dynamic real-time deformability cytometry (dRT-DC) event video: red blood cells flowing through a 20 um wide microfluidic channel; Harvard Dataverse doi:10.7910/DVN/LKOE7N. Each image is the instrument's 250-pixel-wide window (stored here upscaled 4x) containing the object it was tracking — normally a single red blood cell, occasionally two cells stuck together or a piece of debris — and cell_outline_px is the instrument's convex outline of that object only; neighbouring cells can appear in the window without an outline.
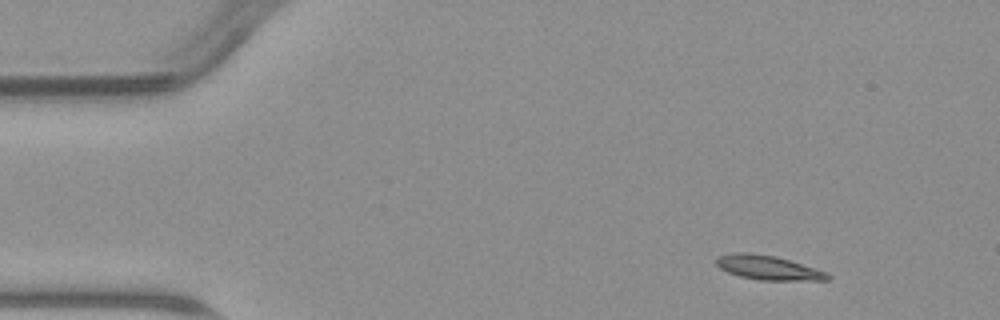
{"species": "common noctule bat (a hibernating species)", "species_latin": "Nyctalus noctula", "temperature_condition": "warm", "stored_images_in_passage": 6, "camera_frame_rate_fps": 3000, "um_per_image_px": 0.085, "animal": {"sex": "male", "body_mass_g": 23.1, "forearm_length_mm": 52.7}, "frame": {"image": 1, "passage_image": 1, "time_ms": 0.0, "image_size_px": [1000, 320], "cell_outline_px": [[832, 276], [828, 280], [760, 280], [740, 276], [728, 272], [720, 268], [716, 264], [716, 256], [732, 252], [748, 252], [776, 256], [828, 272]], "centroid_in_image_um": [65.28, 22.74], "position_along_channel_um": 19.7, "area_um2": 15.84}}
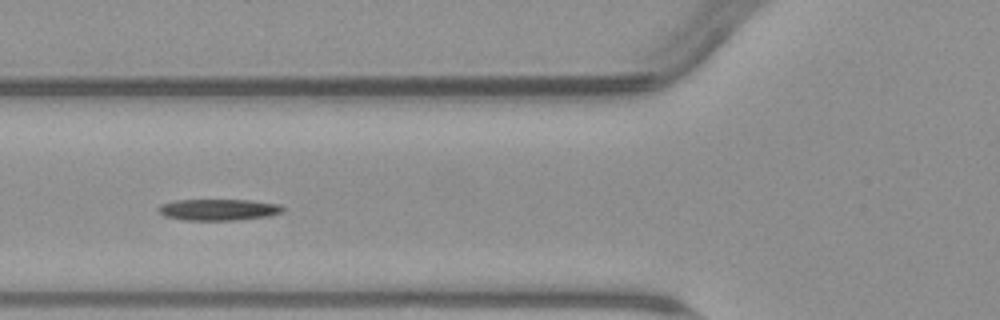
{"frame": {"image": 2, "passage_image": 5, "time_ms": 4.667, "image_size_px": [1000, 320], "cell_outline_px": [[288, 208], [284, 212], [272, 216], [236, 220], [184, 220], [164, 216], [156, 208], [160, 204], [176, 200], [248, 200], [280, 204]], "centroid_in_image_um": [18.64, 17.82], "position_along_channel_um": 107.2, "area_um2": 15.78}}
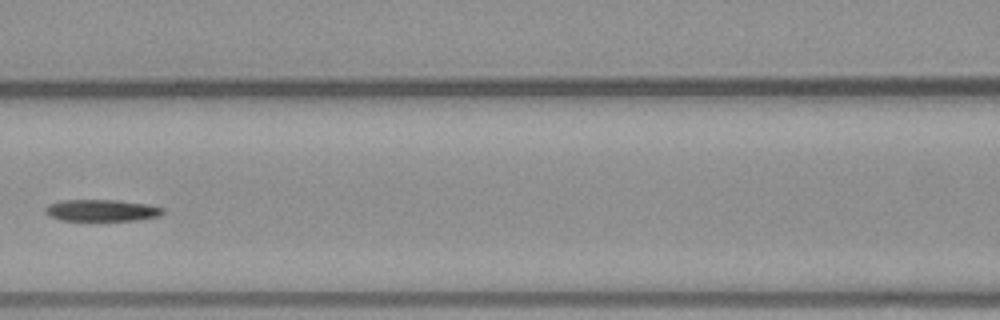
{"frame": {"image": 3, "passage_image": 6, "time_ms": 6.0, "image_size_px": [1000, 320], "cell_outline_px": [[164, 212], [160, 216], [140, 220], [60, 220], [48, 216], [44, 208], [48, 204], [60, 200], [116, 200], [148, 204], [164, 208]], "centroid_in_image_um": [8.64, 17.88], "position_along_channel_um": 158.0, "area_um2": 14.97}}